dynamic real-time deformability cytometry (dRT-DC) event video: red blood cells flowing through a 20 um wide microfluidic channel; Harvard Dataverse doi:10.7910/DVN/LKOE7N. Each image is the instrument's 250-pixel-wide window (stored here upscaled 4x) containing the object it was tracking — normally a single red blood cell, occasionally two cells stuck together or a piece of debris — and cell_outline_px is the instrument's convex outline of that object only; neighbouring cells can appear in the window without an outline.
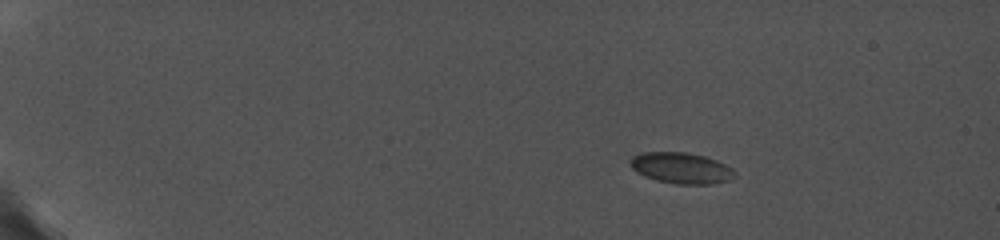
{"species": "common noctule bat (a hibernating species)", "species_latin": "Nyctalus noctula", "temperature_condition": "cold", "stored_images_in_passage": 35, "camera_frame_rate_fps": 5000, "um_per_image_px": 0.085, "animal": {"sex": "female", "body_mass_g": 19.0, "forearm_length_mm": 56.7}, "frame": {"image": 1, "passage_image": 9, "time_ms": 3.6, "image_size_px": [1000, 240], "cell_outline_px": [[736, 176], [732, 180], [712, 184], [676, 184], [656, 180], [644, 176], [636, 172], [628, 164], [628, 160], [632, 156], [640, 152], [688, 152], [704, 156], [716, 160], [732, 168], [736, 172]], "centroid_in_image_um": [57.89, 14.28], "position_along_channel_um": 27.1, "area_um2": 19.25}}
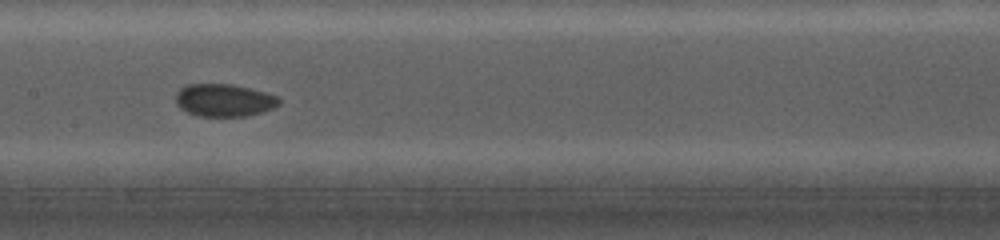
{"frame": {"image": 2, "passage_image": 20, "time_ms": 11.4, "image_size_px": [1000, 240], "cell_outline_px": [[280, 104], [272, 108], [248, 116], [196, 116], [180, 108], [176, 104], [176, 92], [184, 84], [232, 84], [280, 96]], "centroid_in_image_um": [19.03, 8.51], "position_along_channel_um": 188.4, "area_um2": 19.71}}
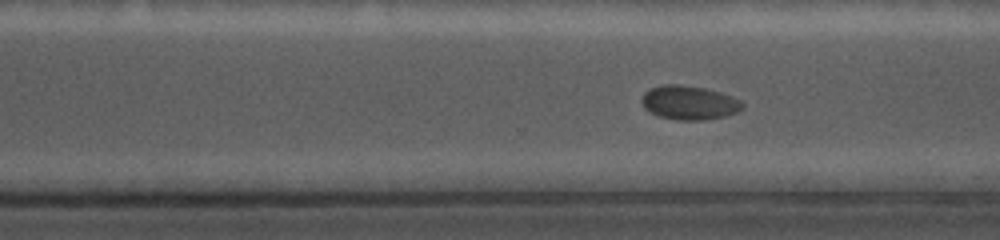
{"frame": {"image": 3, "passage_image": 29, "time_ms": 14.8, "image_size_px": [1000, 240], "cell_outline_px": [[744, 108], [740, 112], [724, 116], [704, 120], [676, 120], [660, 116], [644, 108], [640, 100], [644, 92], [652, 88], [664, 84], [680, 84], [704, 88], [720, 92], [732, 96], [740, 100], [744, 104]], "centroid_in_image_um": [58.6, 8.73], "position_along_channel_um": 312.0, "area_um2": 20.06}}